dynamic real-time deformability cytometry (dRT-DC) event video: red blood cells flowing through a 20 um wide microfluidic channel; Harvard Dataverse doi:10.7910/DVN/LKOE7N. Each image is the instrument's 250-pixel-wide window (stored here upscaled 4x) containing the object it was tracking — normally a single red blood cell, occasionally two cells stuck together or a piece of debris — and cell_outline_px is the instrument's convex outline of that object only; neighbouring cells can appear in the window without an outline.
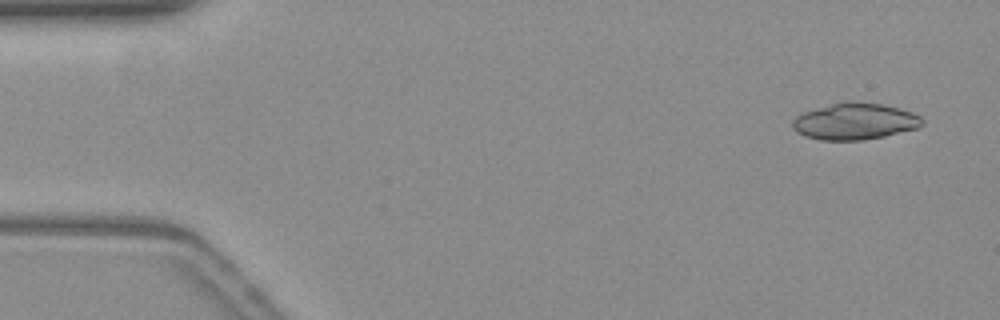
{"species": "common noctule bat (a hibernating species)", "species_latin": "Nyctalus noctula", "temperature_condition": "warm", "stored_images_in_passage": 51, "segment_of_instrument_passage": [1, 2], "camera_frame_rate_fps": 3000, "um_per_image_px": 0.085, "animal": {"sex": "female", "body_mass_g": 19.3, "forearm_length_mm": 54.1}, "frame": {"image": 1, "passage_image": 1, "time_ms": 0.0, "image_size_px": [1000, 320], "cell_outline_px": [[924, 124], [916, 128], [884, 136], [860, 140], [820, 140], [804, 136], [796, 132], [792, 128], [792, 120], [796, 116], [804, 112], [832, 104], [848, 100], [852, 100], [880, 104], [912, 112], [920, 116], [924, 120]], "centroid_in_image_um": [72.63, 10.32], "position_along_channel_um": 12.4, "area_um2": 27.51}}